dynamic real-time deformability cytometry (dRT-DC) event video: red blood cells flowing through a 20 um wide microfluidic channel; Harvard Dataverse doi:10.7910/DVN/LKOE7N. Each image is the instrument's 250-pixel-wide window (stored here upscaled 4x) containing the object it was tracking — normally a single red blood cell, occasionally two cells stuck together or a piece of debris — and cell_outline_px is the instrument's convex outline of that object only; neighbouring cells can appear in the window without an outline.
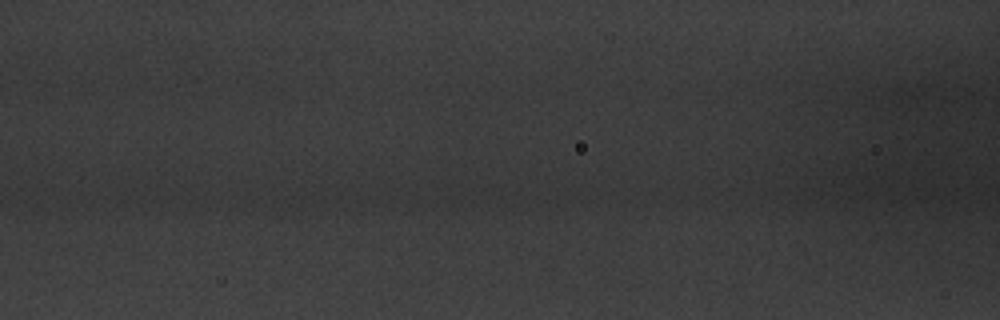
{"species": "common noctule bat (a hibernating species)", "species_latin": "Nyctalus noctula", "temperature_condition": "warm", "stored_images_in_passage": 4, "camera_frame_rate_fps": 3000, "um_per_image_px": 0.085, "animal": {"sex": "male", "body_mass_g": 20.1, "forearm_length_mm": 53.5}, "frame": {"image": 1, "passage_image": 3, "time_ms": 0.667, "image_size_px": [1000, 320], "cell_outline_px": [[488, 104], [484, 112], [448, 132], [404, 128], [400, 120], [404, 116], [420, 104], [428, 100], [480, 100]], "centroid_in_image_um": [37.63, 9.74], "position_along_channel_um": 129.0, "area_um2": 14.28}}